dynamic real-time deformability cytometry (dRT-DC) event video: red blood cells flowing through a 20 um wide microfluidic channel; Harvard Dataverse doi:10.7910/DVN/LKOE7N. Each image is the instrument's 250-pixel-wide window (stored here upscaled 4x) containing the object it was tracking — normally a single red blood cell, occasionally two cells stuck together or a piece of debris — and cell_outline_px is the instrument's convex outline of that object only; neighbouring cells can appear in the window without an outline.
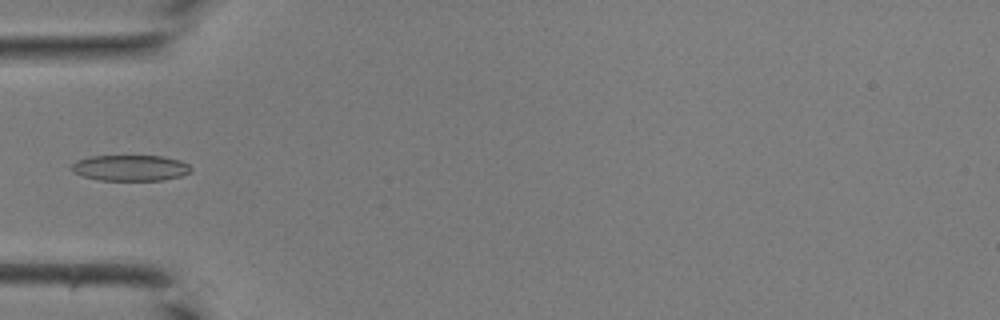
{"species": "common noctule bat (a hibernating species)", "species_latin": "Nyctalus noctula", "temperature_condition": "room temperature", "stored_images_in_passage": 26, "camera_frame_rate_fps": 3000, "um_per_image_px": 0.085, "animal": {"sex": "male", "body_mass_g": 19.0, "forearm_length_mm": 50.8}, "frame": {"image": 1, "passage_image": 1, "time_ms": 0.0, "image_size_px": [1000, 320], "cell_outline_px": [[192, 172], [180, 176], [164, 180], [100, 180], [84, 176], [72, 172], [72, 164], [76, 160], [92, 156], [164, 156], [180, 160], [188, 164], [192, 168]], "centroid_in_image_um": [11.11, 14.27], "position_along_channel_um": 73.9, "area_um2": 18.03}}
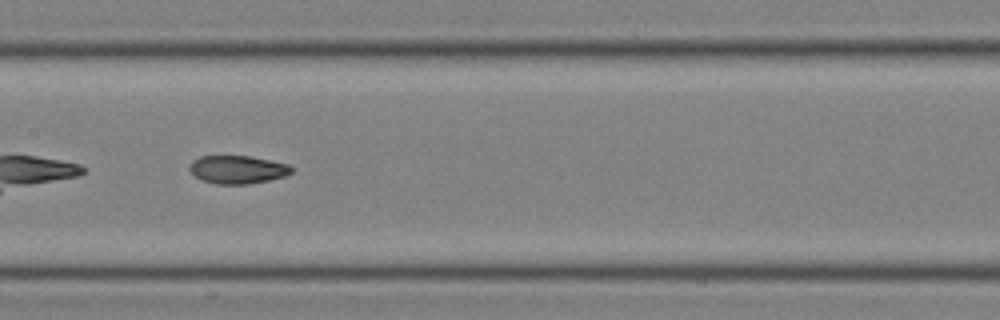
{"frame": {"image": 2, "passage_image": 8, "time_ms": 2.333, "image_size_px": [1000, 320], "cell_outline_px": [[292, 172], [284, 176], [268, 180], [248, 184], [216, 184], [200, 180], [188, 168], [192, 160], [200, 156], [252, 156], [288, 164], [292, 168]], "centroid_in_image_um": [20.17, 14.41], "position_along_channel_um": 187.2, "area_um2": 16.7}}